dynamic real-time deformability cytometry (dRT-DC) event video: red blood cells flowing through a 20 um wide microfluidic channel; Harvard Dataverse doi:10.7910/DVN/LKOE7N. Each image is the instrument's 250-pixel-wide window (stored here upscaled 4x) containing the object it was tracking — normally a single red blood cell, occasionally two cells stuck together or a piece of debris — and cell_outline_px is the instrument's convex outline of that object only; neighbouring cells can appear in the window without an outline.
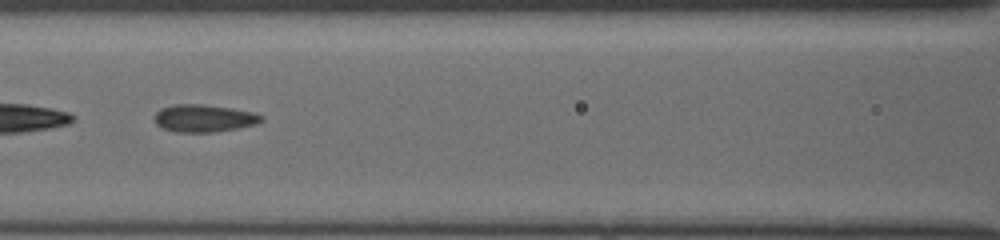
{"species": "common noctule bat (a hibernating species)", "species_latin": "Nyctalus noctula", "temperature_condition": "cold", "stored_images_in_passage": 41, "segment_of_instrument_passage": [2, 2], "camera_frame_rate_fps": 3000, "um_per_image_px": 0.085, "animal": {"sex": "female", "body_mass_g": 19.5, "forearm_length_mm": 54.1}, "frame": {"image": 1, "passage_image": 16, "time_ms": 5.0, "image_size_px": [1000, 240], "cell_outline_px": [[264, 120], [256, 124], [240, 128], [212, 132], [176, 132], [164, 128], [156, 124], [156, 112], [160, 108], [176, 104], [204, 104], [232, 108], [252, 112], [264, 116]], "centroid_in_image_um": [17.37, 10.05], "position_along_channel_um": 149.2, "area_um2": 17.11}}
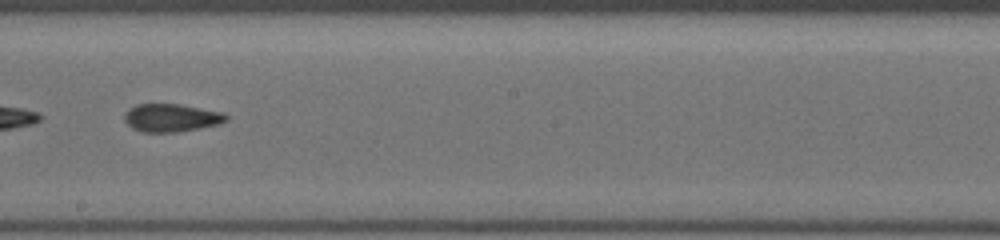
{"frame": {"image": 2, "passage_image": 22, "time_ms": 7.0, "image_size_px": [1000, 240], "cell_outline_px": [[228, 120], [216, 124], [200, 128], [176, 132], [140, 132], [132, 128], [124, 120], [124, 116], [136, 104], [180, 104], [224, 112], [228, 116]], "centroid_in_image_um": [14.58, 10.01], "position_along_channel_um": 233.6, "area_um2": 16.47}}
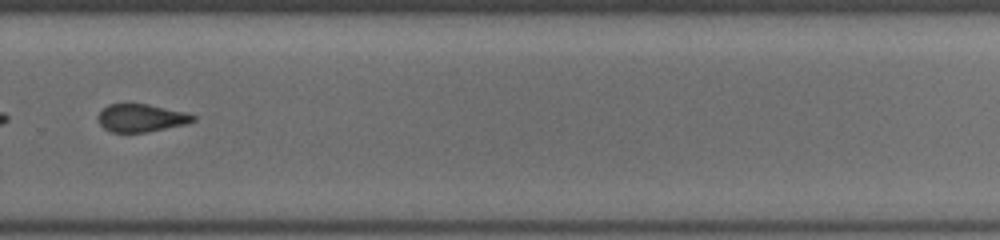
{"frame": {"image": 3, "passage_image": 28, "time_ms": 9.0, "image_size_px": [1000, 240], "cell_outline_px": [[196, 120], [188, 124], [148, 132], [112, 132], [104, 128], [100, 124], [96, 116], [108, 104], [148, 104], [184, 112], [196, 116]], "centroid_in_image_um": [12.01, 10.03], "position_along_channel_um": 317.8, "area_um2": 15.43}}